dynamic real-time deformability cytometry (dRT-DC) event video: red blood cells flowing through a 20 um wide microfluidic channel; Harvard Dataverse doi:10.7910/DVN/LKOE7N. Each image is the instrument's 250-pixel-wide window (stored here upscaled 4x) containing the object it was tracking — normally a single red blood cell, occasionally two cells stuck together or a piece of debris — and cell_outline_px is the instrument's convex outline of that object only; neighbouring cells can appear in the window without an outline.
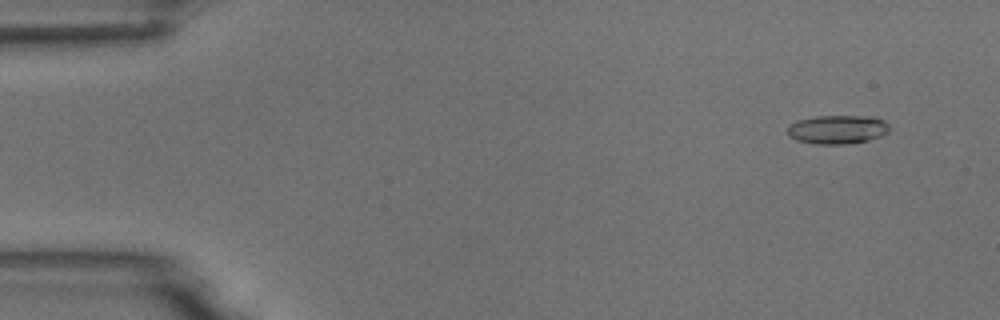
{"species": "common noctule bat (a hibernating species)", "species_latin": "Nyctalus noctula", "temperature_condition": "room temperature", "stored_images_in_passage": 5, "camera_frame_rate_fps": 3000, "um_per_image_px": 0.085, "animal": {"sex": "male", "body_mass_g": 18.8}, "frame": {"image": 1, "passage_image": 1, "time_ms": 0.0, "image_size_px": [1000, 320], "cell_outline_px": [[888, 132], [880, 136], [868, 140], [844, 144], [816, 144], [796, 140], [788, 136], [788, 124], [796, 120], [816, 116], [876, 116], [884, 120], [888, 124]], "centroid_in_image_um": [71.16, 10.99], "position_along_channel_um": 13.8, "area_um2": 17.22}}
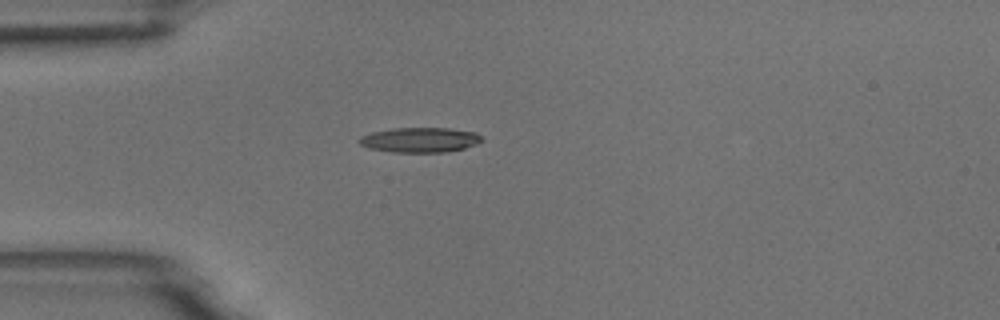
{"frame": {"image": 2, "passage_image": 4, "time_ms": 1.0, "image_size_px": [1000, 320], "cell_outline_px": [[484, 140], [476, 144], [464, 148], [444, 152], [392, 152], [368, 148], [360, 144], [356, 140], [360, 136], [372, 132], [392, 128], [448, 128], [476, 132]], "centroid_in_image_um": [35.66, 11.89], "position_along_channel_um": 49.3, "area_um2": 17.86}}